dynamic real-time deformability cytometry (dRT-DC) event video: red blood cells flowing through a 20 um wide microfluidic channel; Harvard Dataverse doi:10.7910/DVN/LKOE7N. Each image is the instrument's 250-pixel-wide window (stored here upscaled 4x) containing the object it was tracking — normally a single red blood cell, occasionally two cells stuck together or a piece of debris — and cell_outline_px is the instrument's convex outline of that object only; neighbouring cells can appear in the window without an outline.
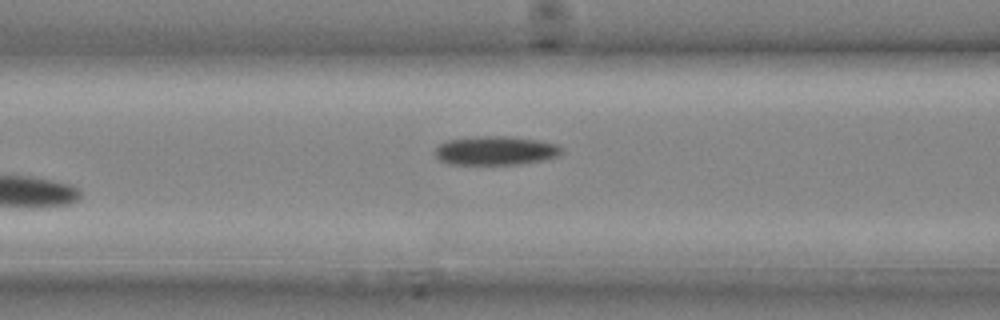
{"species": "common noctule bat (a hibernating species)", "species_latin": "Nyctalus noctula", "temperature_condition": "cold", "stored_images_in_passage": 8, "camera_frame_rate_fps": 3000, "um_per_image_px": 0.085, "animal": {"sex": "male", "body_mass_g": 20.4}, "frame": {"image": 1, "passage_image": 8, "time_ms": 2.333, "image_size_px": [1000, 320], "cell_outline_px": [[564, 152], [560, 156], [544, 160], [520, 164], [448, 164], [440, 160], [436, 156], [436, 148], [444, 140], [476, 136], [504, 136], [536, 140], [556, 144], [564, 148]], "centroid_in_image_um": [42.15, 12.8], "position_along_channel_um": 124.4, "area_um2": 21.44}}